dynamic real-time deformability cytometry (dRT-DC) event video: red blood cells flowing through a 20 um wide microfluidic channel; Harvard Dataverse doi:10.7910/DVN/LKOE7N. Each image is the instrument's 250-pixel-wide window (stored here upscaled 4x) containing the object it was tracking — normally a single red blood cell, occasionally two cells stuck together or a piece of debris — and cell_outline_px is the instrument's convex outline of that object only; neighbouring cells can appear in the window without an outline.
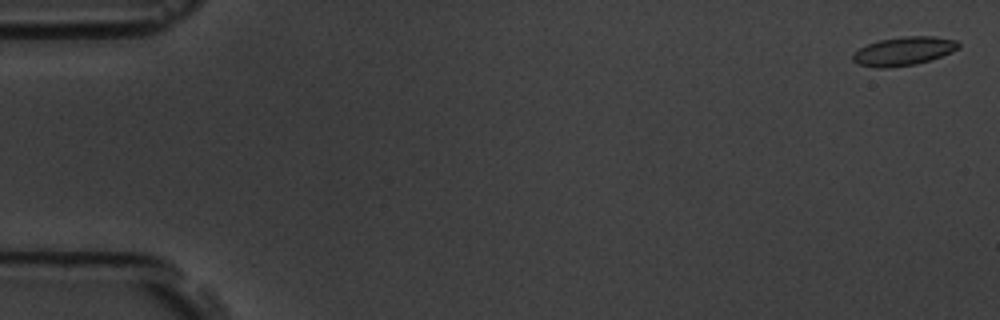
{"species": "common noctule bat (a hibernating species)", "species_latin": "Nyctalus noctula", "temperature_condition": "room temperature", "stored_images_in_passage": 57, "camera_frame_rate_fps": 3000, "um_per_image_px": 0.085, "animal": {"sex": "male", "body_mass_g": 19.5, "forearm_length_mm": 54.6}, "frame": {"image": 1, "passage_image": 2, "time_ms": 0.333, "image_size_px": [1000, 320], "cell_outline_px": [[960, 48], [952, 52], [916, 64], [884, 68], [876, 68], [860, 64], [852, 60], [852, 52], [868, 44], [880, 40], [904, 36], [932, 36], [956, 40], [960, 44]], "centroid_in_image_um": [76.8, 4.34], "position_along_channel_um": 8.2, "area_um2": 17.51}}
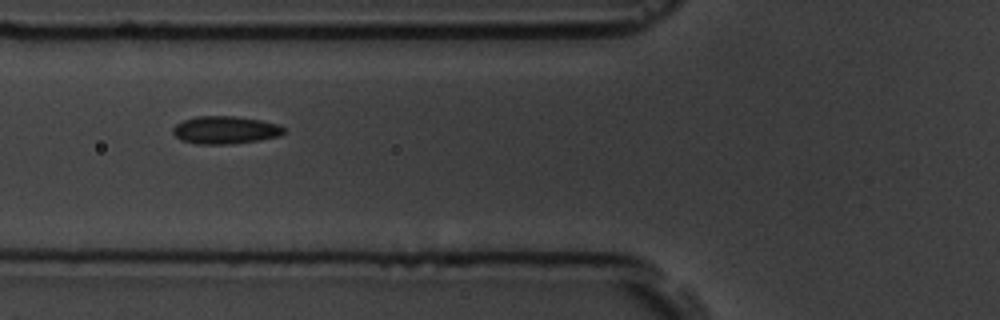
{"frame": {"image": 2, "passage_image": 22, "time_ms": 7.0, "image_size_px": [1000, 320], "cell_outline_px": [[284, 132], [280, 136], [260, 140], [232, 144], [196, 144], [180, 140], [172, 132], [172, 128], [176, 124], [184, 120], [196, 116], [232, 116], [260, 120], [280, 124], [284, 128]], "centroid_in_image_um": [19.14, 11.06], "position_along_channel_um": 106.7, "area_um2": 18.03}}
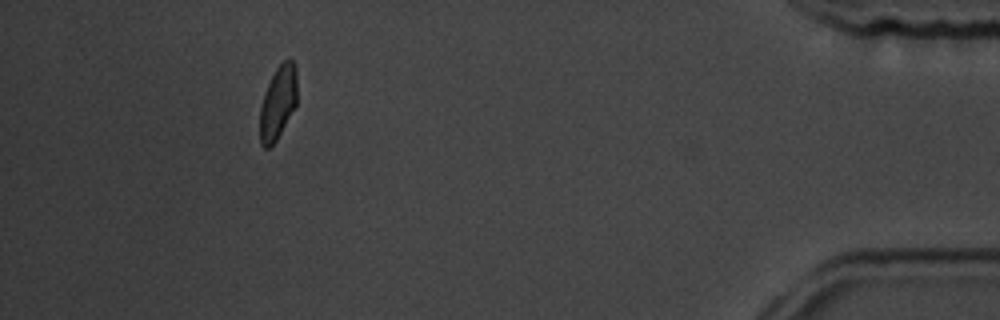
{"frame": {"image": 3, "passage_image": 52, "time_ms": 17.0, "image_size_px": [1000, 320], "cell_outline_px": [[296, 104], [276, 140], [268, 148], [264, 148], [260, 144], [260, 108], [264, 92], [276, 68], [288, 56], [296, 64]], "centroid_in_image_um": [23.62, 8.68], "position_along_channel_um": 411.6, "area_um2": 15.78}, "authors_computed_cell_mechanics": {"area_um2": 17.34, "velocity_mm_per_s": 3.6635, "shape_relaxation_time_tau1_ms": 6.5194, "shape_relaxation_time_tau2_ms": 1.3791, "deformation_change_tau1": 0.1276, "deformation_change_tau2": 0.0515}}